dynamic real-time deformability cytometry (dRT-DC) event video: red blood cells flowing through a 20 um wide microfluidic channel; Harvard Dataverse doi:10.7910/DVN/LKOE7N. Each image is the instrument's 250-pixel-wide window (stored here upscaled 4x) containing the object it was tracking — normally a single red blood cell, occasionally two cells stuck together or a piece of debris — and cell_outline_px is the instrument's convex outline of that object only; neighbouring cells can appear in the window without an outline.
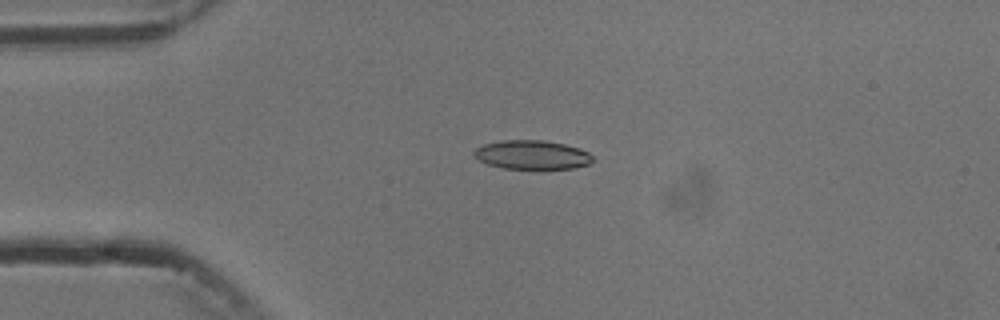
{"species": "common noctule bat (a hibernating species)", "species_latin": "Nyctalus noctula", "temperature_condition": "cold", "stored_images_in_passage": 5, "camera_frame_rate_fps": 3000, "um_per_image_px": 0.085, "animal": {"sex": "male", "body_mass_g": 13.3}, "frame": {"image": 1, "passage_image": 3, "time_ms": 2.333, "image_size_px": [1000, 320], "cell_outline_px": [[592, 160], [588, 164], [572, 168], [504, 168], [488, 164], [480, 160], [472, 152], [476, 148], [484, 144], [504, 140], [544, 140], [564, 144], [580, 148], [588, 152], [592, 156]], "centroid_in_image_um": [45.22, 13.14], "position_along_channel_um": 39.8, "area_um2": 19.71}}
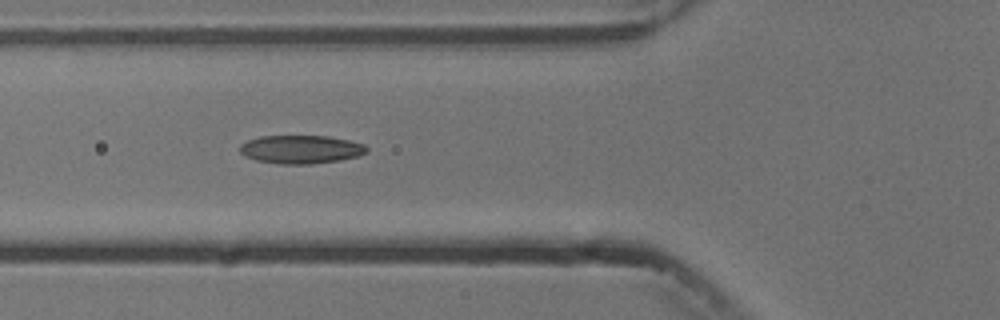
{"frame": {"image": 2, "passage_image": 5, "time_ms": 4.667, "image_size_px": [1000, 320], "cell_outline_px": [[368, 152], [360, 156], [340, 160], [312, 164], [280, 164], [256, 160], [244, 156], [240, 152], [240, 144], [248, 140], [260, 136], [328, 136], [348, 140], [364, 144], [368, 148]], "centroid_in_image_um": [25.59, 12.7], "position_along_channel_um": 100.2, "area_um2": 21.1}}